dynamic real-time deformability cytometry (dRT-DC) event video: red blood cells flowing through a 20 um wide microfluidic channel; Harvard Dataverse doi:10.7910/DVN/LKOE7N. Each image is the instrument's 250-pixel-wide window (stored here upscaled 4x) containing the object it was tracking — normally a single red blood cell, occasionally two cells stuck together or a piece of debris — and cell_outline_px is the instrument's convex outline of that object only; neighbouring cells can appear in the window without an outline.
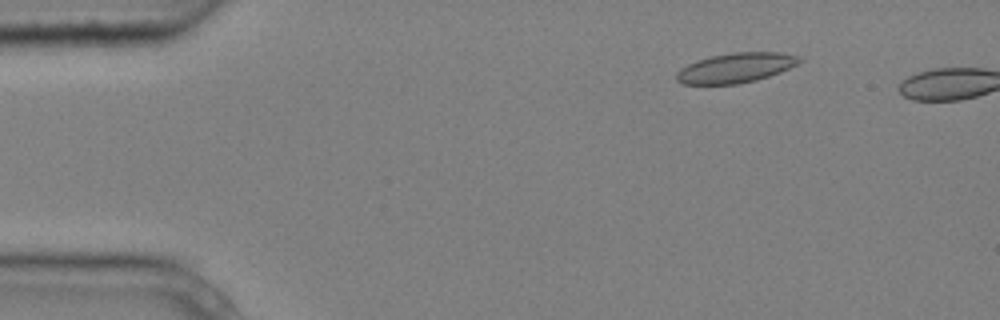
{"species": "common noctule bat (a hibernating species)", "species_latin": "Nyctalus noctula", "temperature_condition": "cold", "stored_images_in_passage": 3, "camera_frame_rate_fps": 3000, "um_per_image_px": 0.085, "animal": {"sex": "male", "body_mass_g": 20.4}, "frame": {"image": 1, "passage_image": 2, "time_ms": 0.333, "image_size_px": [1000, 320], "cell_outline_px": [[804, 60], [780, 72], [756, 80], [736, 84], [684, 84], [676, 80], [676, 72], [680, 68], [696, 60], [712, 56], [732, 52], [780, 52], [800, 56]], "centroid_in_image_um": [62.53, 5.76], "position_along_channel_um": 22.5, "area_um2": 21.33}}